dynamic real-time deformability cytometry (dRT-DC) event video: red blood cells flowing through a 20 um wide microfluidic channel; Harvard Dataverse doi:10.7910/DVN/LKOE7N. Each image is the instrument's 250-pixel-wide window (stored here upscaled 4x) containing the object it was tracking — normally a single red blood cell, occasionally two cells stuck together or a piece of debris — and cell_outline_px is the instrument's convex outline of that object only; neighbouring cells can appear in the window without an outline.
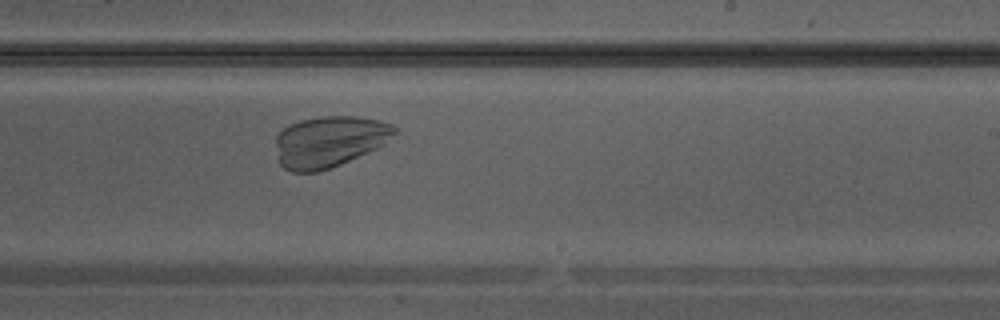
{"species": "Egyptian fruit bat (a non-hibernating species)", "species_latin": "Rousettus aegyptiacus", "temperature_condition": "warm", "stored_images_in_passage": 26, "camera_frame_rate_fps": 3000, "um_per_image_px": 0.085, "animal": {"sex": "male"}, "frame": {"image": 1, "passage_image": 12, "time_ms": 3.667, "image_size_px": [1000, 320], "cell_outline_px": [[396, 132], [384, 144], [376, 148], [340, 164], [316, 172], [292, 172], [284, 168], [280, 164], [276, 144], [276, 136], [288, 124], [300, 120], [320, 116], [356, 116], [380, 120], [392, 124], [396, 128]], "centroid_in_image_um": [27.98, 12.01], "position_along_channel_um": 261.0, "area_um2": 35.26}}